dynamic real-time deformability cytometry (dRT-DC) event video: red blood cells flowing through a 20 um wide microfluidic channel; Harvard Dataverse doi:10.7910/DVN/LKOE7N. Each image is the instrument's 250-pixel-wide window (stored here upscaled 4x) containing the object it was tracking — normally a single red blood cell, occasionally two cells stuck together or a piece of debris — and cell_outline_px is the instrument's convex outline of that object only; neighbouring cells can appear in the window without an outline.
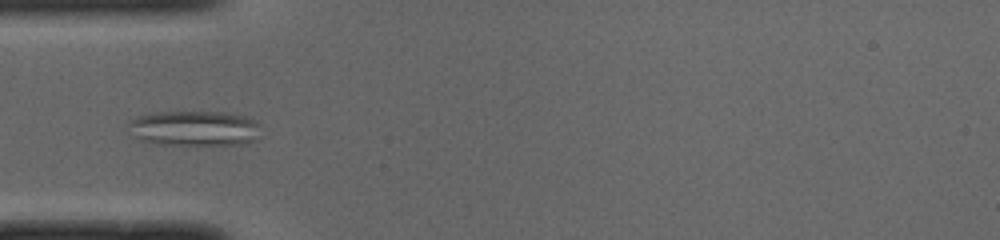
{"species": "common noctule bat (a hibernating species)", "species_latin": "Nyctalus noctula", "temperature_condition": "cold", "stored_images_in_passage": 52, "camera_frame_rate_fps": 3000, "um_per_image_px": 0.085, "animal": {"sex": "male", "body_mass_g": 19.0, "forearm_length_mm": 50.8}, "frame": {"image": 1, "passage_image": 15, "time_ms": 4.667, "image_size_px": [1000, 240], "cell_outline_px": [[256, 140], [248, 144], [156, 144], [140, 140], [136, 136], [128, 124], [136, 116], [160, 112], [224, 112], [252, 116], [256, 124]], "centroid_in_image_um": [16.55, 10.9], "position_along_channel_um": 68.5, "area_um2": 26.82}}
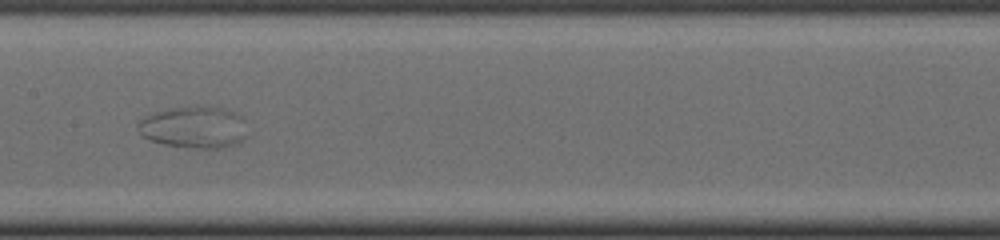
{"frame": {"image": 2, "passage_image": 25, "time_ms": 8.0, "image_size_px": [1000, 240], "cell_outline_px": [[244, 136], [236, 144], [220, 148], [196, 148], [164, 144], [148, 140], [140, 136], [136, 124], [140, 120], [156, 112], [168, 108], [204, 104], [236, 112], [240, 116]], "centroid_in_image_um": [16.4, 10.79], "position_along_channel_um": 191.0, "area_um2": 26.59}}
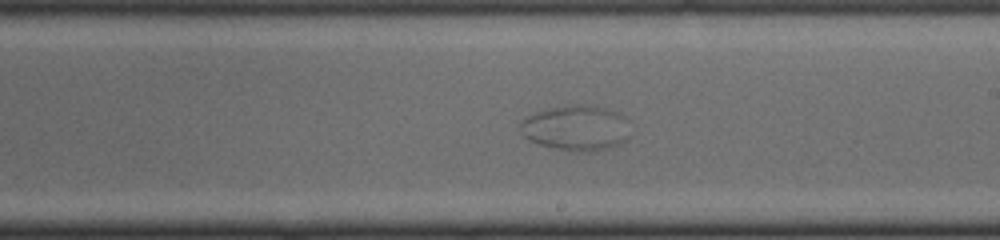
{"frame": {"image": 3, "passage_image": 29, "time_ms": 9.333, "image_size_px": [1000, 240], "cell_outline_px": [[628, 140], [608, 148], [596, 152], [568, 152], [552, 148], [528, 140], [524, 136], [520, 124], [528, 116], [552, 108], [580, 104], [596, 104], [616, 112], [624, 116], [628, 136]], "centroid_in_image_um": [48.99, 10.9], "position_along_channel_um": 240.0, "area_um2": 28.96}}